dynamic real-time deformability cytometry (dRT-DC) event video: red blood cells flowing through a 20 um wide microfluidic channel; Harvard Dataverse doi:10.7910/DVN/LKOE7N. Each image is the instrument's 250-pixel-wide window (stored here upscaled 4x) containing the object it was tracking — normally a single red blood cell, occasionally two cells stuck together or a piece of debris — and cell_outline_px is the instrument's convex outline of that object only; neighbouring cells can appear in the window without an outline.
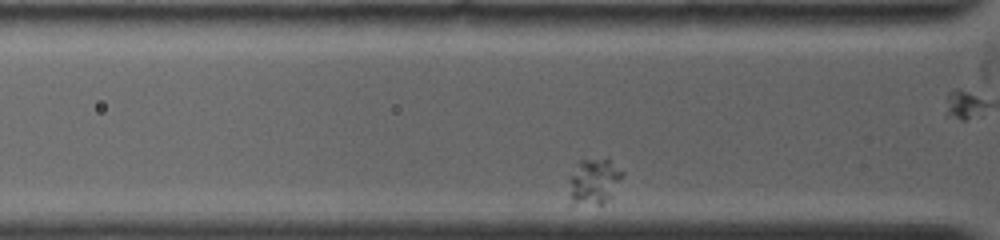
{"species": "common noctule bat (a hibernating species)", "species_latin": "Nyctalus noctula", "temperature_condition": "warm", "stored_images_in_passage": 98, "camera_frame_rate_fps": 4500, "um_per_image_px": 0.085, "animal": {"sex": "female", "body_mass_g": 19.0, "forearm_length_mm": 53.3}, "frame": {"image": 1, "passage_image": 11, "time_ms": 2.444, "image_size_px": [1000, 240], "cell_outline_px": [[624, 172], [612, 196], [600, 204], [568, 208], [568, 176], [580, 160], [608, 156]], "centroid_in_image_um": [50.4, 15.45], "position_along_channel_um": 75.4, "area_um2": 15.43}}
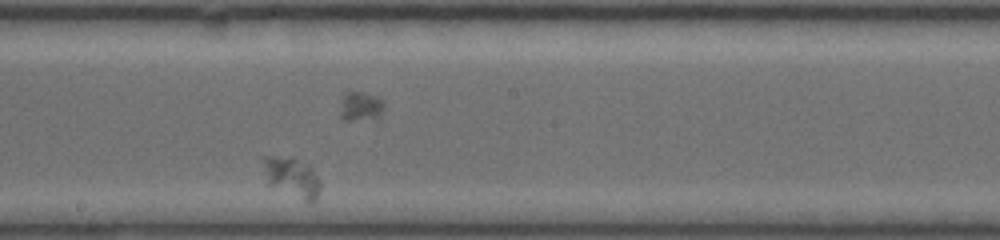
{"frame": {"image": 2, "passage_image": 43, "time_ms": 7.111, "image_size_px": [1000, 240], "cell_outline_px": [[320, 188], [316, 200], [312, 204], [308, 204], [268, 184], [260, 160], [260, 156], [296, 156], [308, 164], [312, 168], [320, 184]], "centroid_in_image_um": [24.79, 15.05], "position_along_channel_um": 223.4, "area_um2": 13.93}}
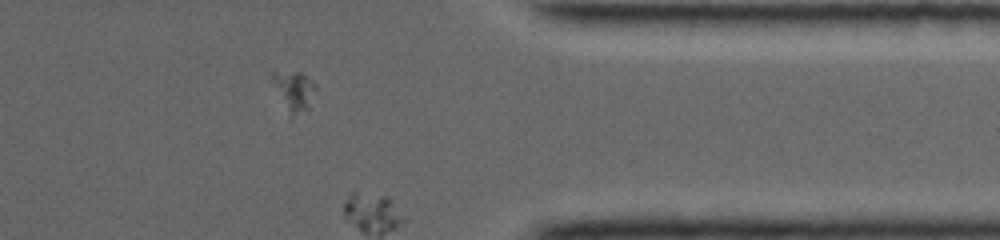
{"frame": {"image": 3, "passage_image": 72, "time_ms": 12.0, "image_size_px": [1000, 240], "cell_outline_px": [[316, 88], [308, 108], [288, 120], [272, 80], [272, 72], [300, 72], [308, 76], [316, 84]], "centroid_in_image_um": [24.98, 7.78], "position_along_channel_um": 386.4, "area_um2": 10.23}}